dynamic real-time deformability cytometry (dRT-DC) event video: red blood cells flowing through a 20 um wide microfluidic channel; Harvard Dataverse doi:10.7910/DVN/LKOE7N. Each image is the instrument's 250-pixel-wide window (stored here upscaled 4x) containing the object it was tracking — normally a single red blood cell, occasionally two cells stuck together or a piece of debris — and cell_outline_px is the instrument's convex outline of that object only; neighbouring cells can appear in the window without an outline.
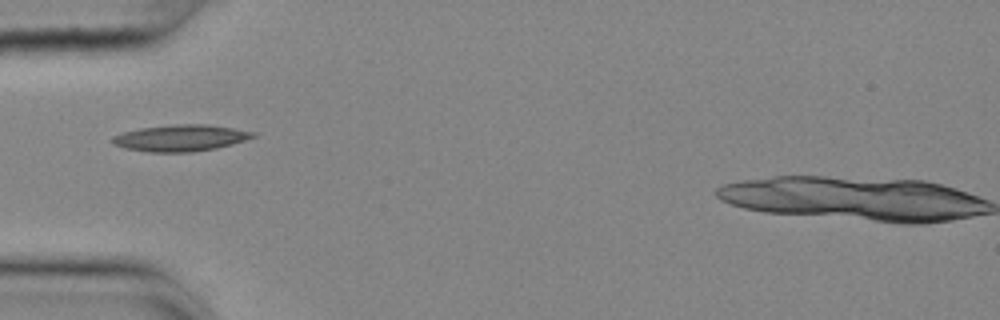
{"species": "common noctule bat (a hibernating species)", "species_latin": "Nyctalus noctula", "temperature_condition": "cold", "stored_images_in_passage": 10, "camera_frame_rate_fps": 3000, "um_per_image_px": 0.085, "animal": {"sex": "female", "body_mass_g": 25.1}, "frame": {"image": 1, "passage_image": 1, "time_ms": 0.0, "image_size_px": [1000, 320], "cell_outline_px": [[256, 136], [232, 144], [216, 148], [192, 152], [148, 152], [124, 148], [116, 144], [112, 140], [112, 136], [124, 132], [140, 128], [176, 124], [208, 124], [256, 132]], "centroid_in_image_um": [15.36, 11.72], "position_along_channel_um": 69.6, "area_um2": 21.56}}
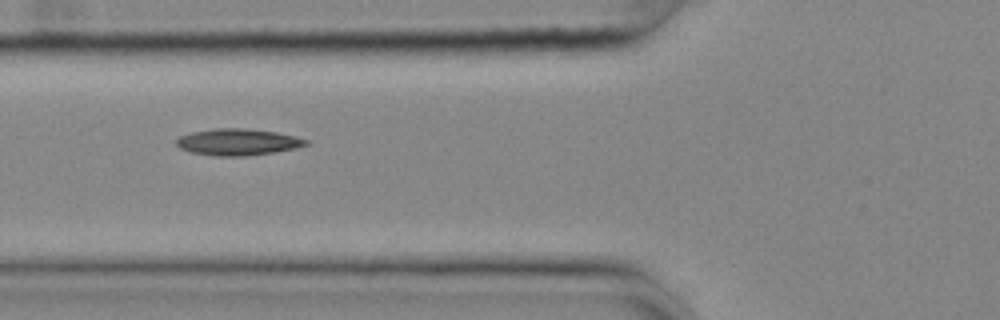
{"frame": {"image": 2, "passage_image": 4, "time_ms": 1.0, "image_size_px": [1000, 320], "cell_outline_px": [[312, 144], [296, 148], [272, 152], [244, 156], [212, 156], [192, 152], [180, 148], [176, 144], [176, 140], [180, 136], [192, 132], [216, 128], [244, 128], [276, 132], [296, 136], [312, 140]], "centroid_in_image_um": [20.28, 12.07], "position_along_channel_um": 105.5, "area_um2": 20.17}}
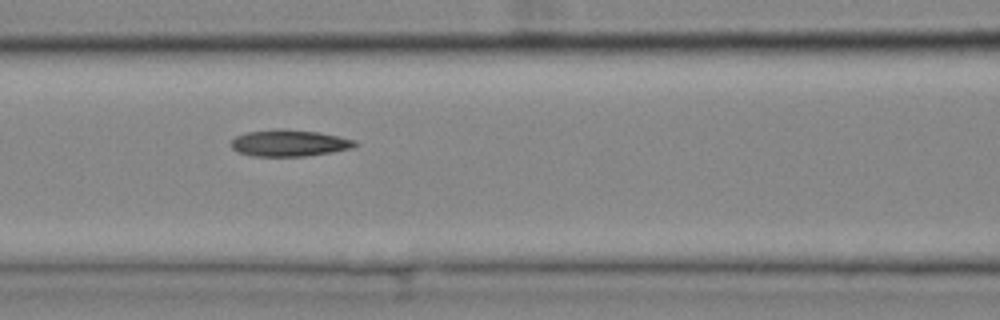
{"frame": {"image": 3, "passage_image": 7, "time_ms": 2.0, "image_size_px": [1000, 320], "cell_outline_px": [[360, 144], [352, 148], [332, 152], [304, 156], [252, 156], [236, 152], [232, 148], [232, 140], [236, 136], [248, 132], [276, 128], [284, 128], [316, 132], [356, 140]], "centroid_in_image_um": [24.58, 12.16], "position_along_channel_um": 142.0, "area_um2": 19.25}}